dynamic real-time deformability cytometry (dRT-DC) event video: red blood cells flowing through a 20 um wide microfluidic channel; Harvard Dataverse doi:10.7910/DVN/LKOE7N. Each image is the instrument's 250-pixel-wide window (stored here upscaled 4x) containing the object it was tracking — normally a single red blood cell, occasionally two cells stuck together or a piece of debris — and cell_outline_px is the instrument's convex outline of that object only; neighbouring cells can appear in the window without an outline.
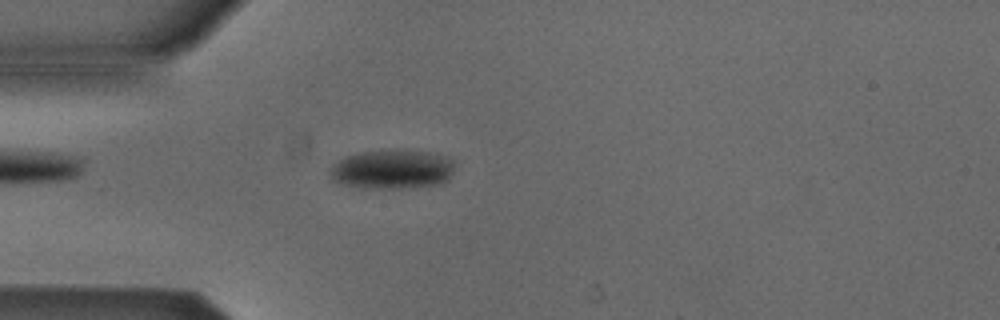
{"species": "Egyptian fruit bat (a non-hibernating species)", "species_latin": "Rousettus aegyptiacus", "temperature_condition": "cold", "stored_images_in_passage": 36, "camera_frame_rate_fps": 3000, "um_per_image_px": 0.085, "animal": {"sex": "male"}, "frame": {"image": 1, "passage_image": 2, "time_ms": 0.333, "image_size_px": [1000, 320], "cell_outline_px": [[452, 172], [448, 180], [444, 184], [412, 188], [360, 188], [344, 184], [332, 180], [328, 168], [332, 164], [344, 156], [360, 152], [428, 152], [444, 156], [452, 160]], "centroid_in_image_um": [33.3, 14.44], "position_along_channel_um": 51.7, "area_um2": 28.21}}
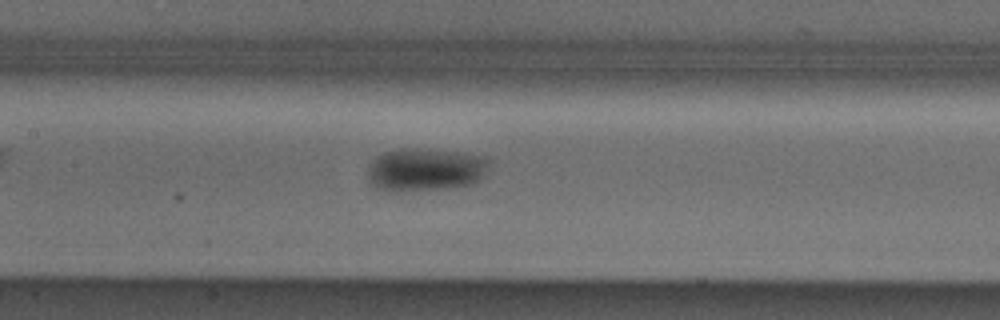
{"frame": {"image": 2, "passage_image": 12, "time_ms": 3.667, "image_size_px": [1000, 320], "cell_outline_px": [[492, 160], [484, 180], [472, 184], [452, 188], [396, 192], [388, 192], [372, 184], [368, 180], [368, 168], [372, 160], [376, 156], [384, 152], [396, 148], [416, 148], [460, 152], [488, 156]], "centroid_in_image_um": [36.23, 14.42], "position_along_channel_um": 171.2, "area_um2": 31.44}}
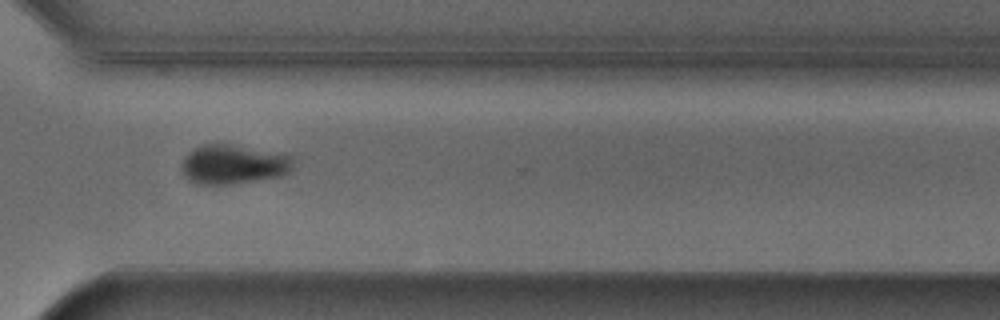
{"frame": {"image": 3, "passage_image": 26, "time_ms": 8.333, "image_size_px": [1000, 320], "cell_outline_px": [[296, 160], [292, 168], [284, 176], [232, 184], [196, 184], [188, 180], [184, 176], [180, 168], [180, 164], [184, 156], [192, 148], [204, 144], [232, 144], [292, 156]], "centroid_in_image_um": [19.8, 13.98], "position_along_channel_um": 350.8, "area_um2": 26.01}}